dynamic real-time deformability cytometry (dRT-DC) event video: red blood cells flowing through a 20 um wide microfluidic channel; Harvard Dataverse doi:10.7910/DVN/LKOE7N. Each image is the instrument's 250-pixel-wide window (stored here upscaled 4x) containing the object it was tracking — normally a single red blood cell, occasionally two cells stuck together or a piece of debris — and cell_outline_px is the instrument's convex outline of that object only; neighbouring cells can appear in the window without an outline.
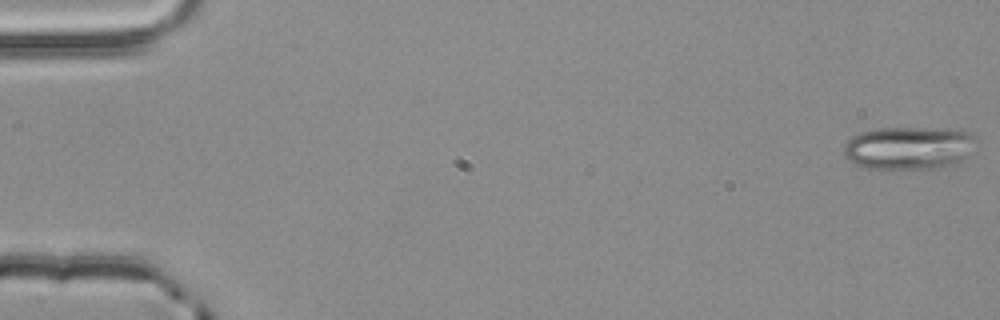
{"species": "common noctule bat (a hibernating species)", "species_latin": "Nyctalus noctula", "temperature_condition": "room temperature", "stored_images_in_passage": 54, "segment_of_instrument_passage": [1, 2], "camera_frame_rate_fps": 3000, "um_per_image_px": 0.085, "animal": {"sex": "male", "body_mass_g": 20.4}, "frame": {"image": 1, "passage_image": 1, "time_ms": 0.0, "image_size_px": [1000, 320], "cell_outline_px": [[976, 152], [956, 164], [944, 168], [868, 168], [856, 164], [848, 160], [844, 156], [844, 144], [852, 136], [860, 132], [876, 128], [936, 128], [968, 132], [976, 140]], "centroid_in_image_um": [77.29, 12.58], "position_along_channel_um": 7.7, "area_um2": 33.52}}